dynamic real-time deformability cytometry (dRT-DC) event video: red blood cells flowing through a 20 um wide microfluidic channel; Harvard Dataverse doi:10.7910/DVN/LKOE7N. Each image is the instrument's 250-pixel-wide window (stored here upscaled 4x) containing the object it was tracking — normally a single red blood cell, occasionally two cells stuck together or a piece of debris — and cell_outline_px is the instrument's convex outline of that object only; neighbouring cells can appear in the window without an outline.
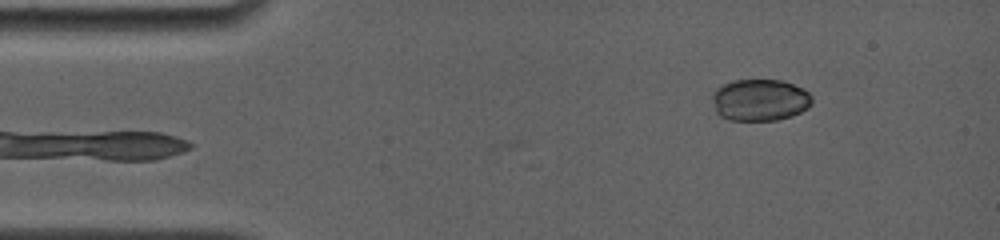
{"species": "common noctule bat (a hibernating species)", "species_latin": "Nyctalus noctula", "temperature_condition": "room temperature", "stored_images_in_passage": 7, "camera_frame_rate_fps": 4000, "um_per_image_px": 0.085, "animal": {"sex": "female", "body_mass_g": 19.0, "forearm_length_mm": 56.7}, "frame": {"image": 1, "passage_image": 7, "time_ms": 4.0, "image_size_px": [1000, 240], "cell_outline_px": [[812, 104], [808, 108], [792, 116], [776, 120], [728, 120], [720, 116], [716, 112], [712, 100], [712, 92], [716, 88], [732, 80], [784, 80], [808, 92], [812, 96]], "centroid_in_image_um": [64.58, 8.5], "position_along_channel_um": 20.4, "area_um2": 24.45}}